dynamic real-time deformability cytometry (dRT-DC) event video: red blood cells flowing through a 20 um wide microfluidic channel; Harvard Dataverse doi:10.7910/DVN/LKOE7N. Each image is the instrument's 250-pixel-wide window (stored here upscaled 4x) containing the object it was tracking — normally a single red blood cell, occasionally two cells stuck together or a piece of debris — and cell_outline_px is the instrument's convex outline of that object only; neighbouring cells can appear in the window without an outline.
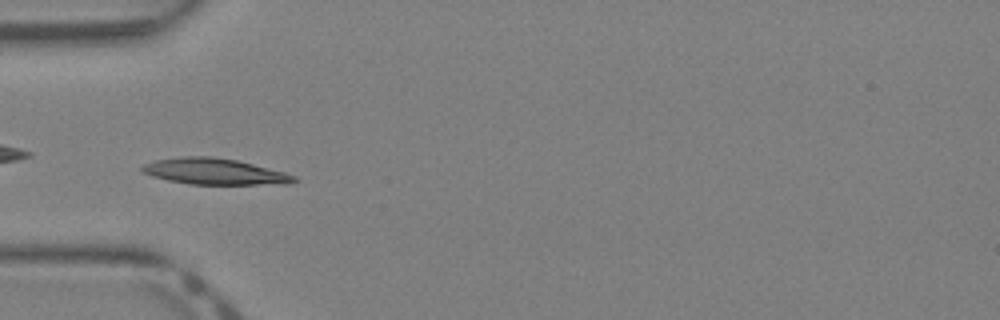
{"species": "Egyptian fruit bat (a non-hibernating species)", "species_latin": "Rousettus aegyptiacus", "temperature_condition": "warm", "stored_images_in_passage": 40, "camera_frame_rate_fps": 3000, "um_per_image_px": 0.085, "animal": {"sex": "female"}, "frame": {"image": 1, "passage_image": 13, "time_ms": 4.0, "image_size_px": [1000, 320], "cell_outline_px": [[300, 180], [292, 184], [188, 184], [168, 180], [152, 176], [144, 172], [140, 168], [144, 164], [156, 160], [184, 156], [212, 156], [236, 160], [284, 172], [296, 176]], "centroid_in_image_um": [18.27, 14.58], "position_along_channel_um": 66.7, "area_um2": 23.06}}
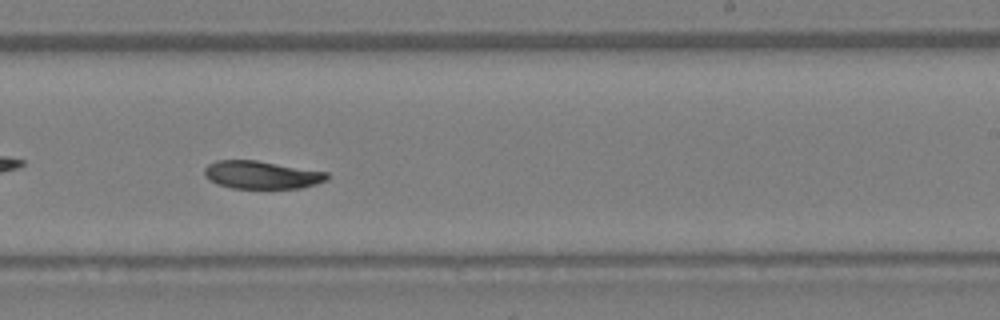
{"frame": {"image": 2, "passage_image": 25, "time_ms": 8.0, "image_size_px": [1000, 320], "cell_outline_px": [[328, 180], [316, 184], [300, 188], [232, 188], [216, 184], [208, 180], [204, 176], [204, 168], [208, 164], [216, 160], [256, 160], [328, 172]], "centroid_in_image_um": [22.21, 14.86], "position_along_channel_um": 266.8, "area_um2": 20.06}}
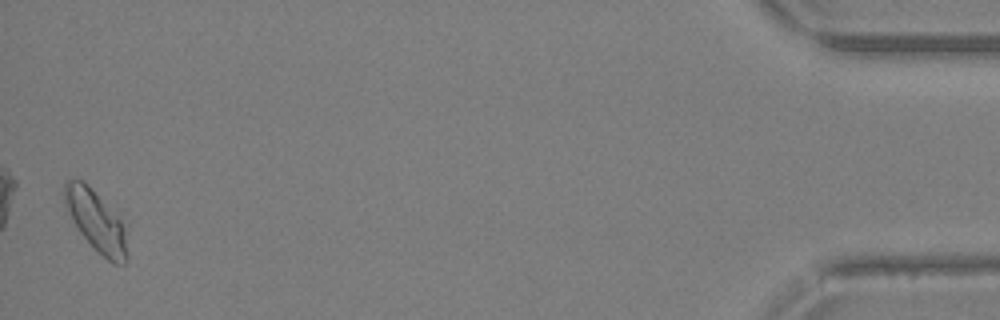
{"frame": {"image": 3, "passage_image": 40, "time_ms": 13.0, "image_size_px": [1000, 320], "cell_outline_px": [[128, 260], [124, 264], [112, 264], [80, 232], [64, 208], [64, 184], [68, 180], [84, 180], [128, 224]], "centroid_in_image_um": [8.25, 18.78], "position_along_channel_um": 427.0, "area_um2": 22.95}}